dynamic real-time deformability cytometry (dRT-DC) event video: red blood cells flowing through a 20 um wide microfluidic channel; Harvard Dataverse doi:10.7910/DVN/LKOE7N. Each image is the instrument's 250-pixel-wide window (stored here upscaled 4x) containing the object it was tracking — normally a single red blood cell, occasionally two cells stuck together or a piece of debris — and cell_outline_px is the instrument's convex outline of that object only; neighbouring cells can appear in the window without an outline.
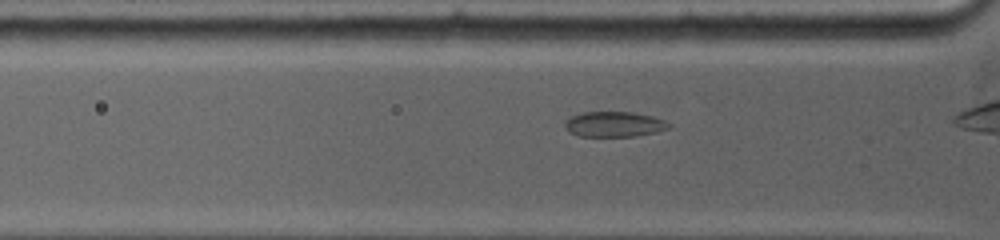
{"species": "common noctule bat (a hibernating species)", "species_latin": "Nyctalus noctula", "temperature_condition": "warm", "stored_images_in_passage": 51, "camera_frame_rate_fps": 5000, "um_per_image_px": 0.085, "animal": {"sex": "female", "body_mass_g": 19.0, "forearm_length_mm": 53.3}, "frame": {"image": 1, "passage_image": 9, "time_ms": 1.4, "image_size_px": [1000, 240], "cell_outline_px": [[672, 128], [656, 132], [636, 136], [580, 136], [568, 132], [564, 124], [564, 120], [572, 116], [584, 112], [632, 112], [652, 116], [664, 120], [672, 124]], "centroid_in_image_um": [52.23, 10.56], "position_along_channel_um": 73.6, "area_um2": 15.43}}
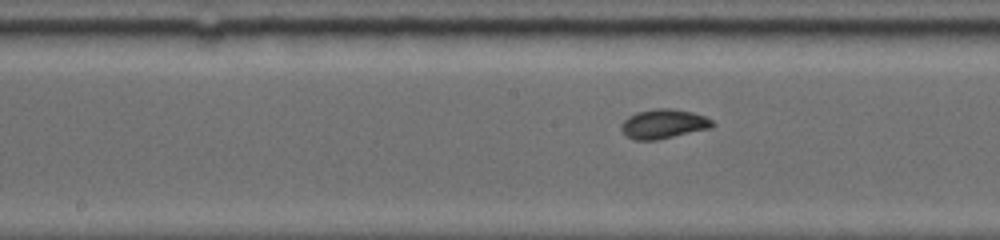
{"frame": {"image": 2, "passage_image": 26, "time_ms": 4.4, "image_size_px": [1000, 240], "cell_outline_px": [[716, 124], [712, 128], [656, 140], [636, 140], [628, 136], [620, 128], [620, 124], [628, 116], [636, 112], [656, 108], [672, 108], [692, 112], [704, 116], [712, 120]], "centroid_in_image_um": [56.41, 10.52], "position_along_channel_um": 191.8, "area_um2": 15.66}}
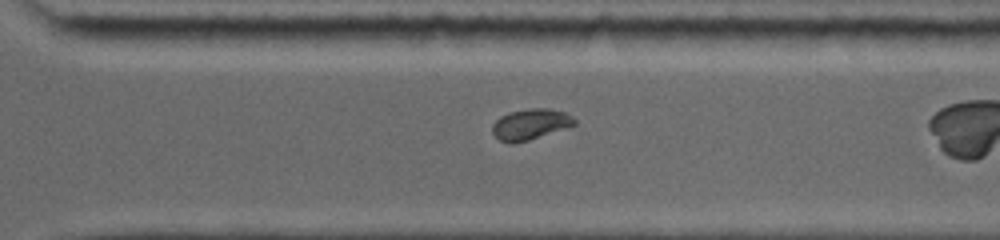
{"frame": {"image": 3, "passage_image": 47, "time_ms": 7.8, "image_size_px": [1000, 240], "cell_outline_px": [[576, 124], [568, 128], [528, 140], [512, 144], [508, 144], [500, 140], [492, 132], [492, 124], [500, 116], [508, 112], [528, 108], [548, 108], [564, 112], [572, 116], [576, 120]], "centroid_in_image_um": [45.08, 10.56], "position_along_channel_um": 325.5, "area_um2": 14.91}}